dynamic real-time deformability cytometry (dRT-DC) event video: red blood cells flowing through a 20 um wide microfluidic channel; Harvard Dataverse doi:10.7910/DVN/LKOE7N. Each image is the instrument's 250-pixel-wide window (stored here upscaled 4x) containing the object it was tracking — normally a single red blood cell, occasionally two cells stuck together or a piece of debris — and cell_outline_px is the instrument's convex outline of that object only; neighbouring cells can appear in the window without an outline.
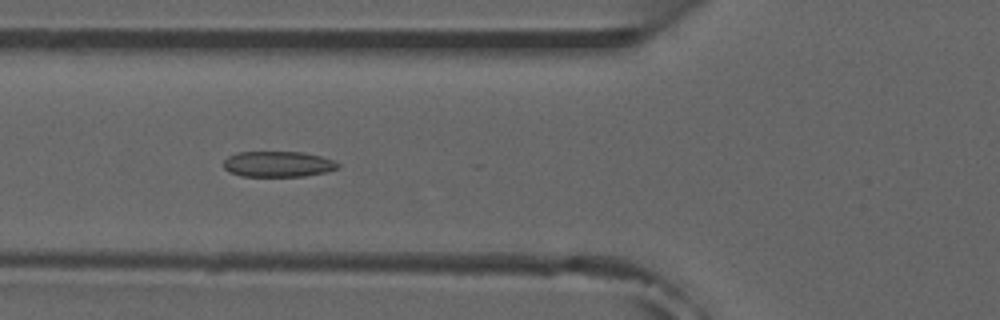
{"species": "common noctule bat (a hibernating species)", "species_latin": "Nyctalus noctula", "temperature_condition": "room temperature", "stored_images_in_passage": 8, "camera_frame_rate_fps": 3000, "um_per_image_px": 0.085, "animal": {"sex": "male", "forearm_length_mm": 52.5}, "frame": {"image": 1, "passage_image": 6, "time_ms": 5.667, "image_size_px": [1000, 320], "cell_outline_px": [[340, 164], [336, 168], [324, 172], [304, 176], [240, 176], [228, 172], [224, 168], [224, 160], [228, 156], [236, 152], [304, 152], [320, 156], [332, 160]], "centroid_in_image_um": [23.57, 13.94], "position_along_channel_um": 102.2, "area_um2": 17.05}}
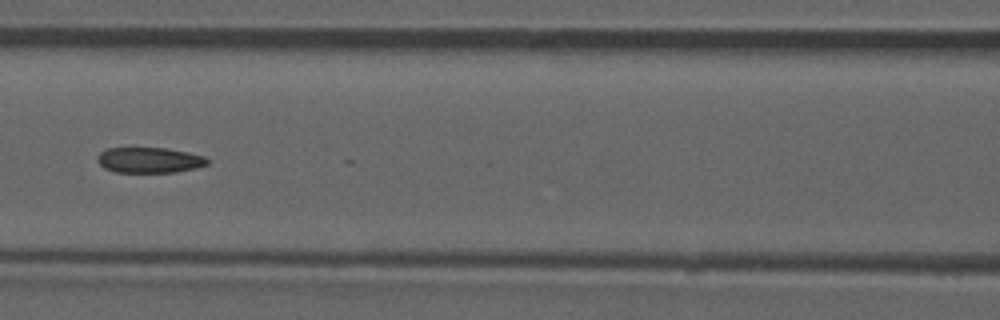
{"frame": {"image": 2, "passage_image": 7, "time_ms": 7.0, "image_size_px": [1000, 320], "cell_outline_px": [[208, 164], [196, 168], [176, 172], [116, 172], [104, 168], [96, 160], [96, 156], [100, 152], [108, 148], [164, 148], [188, 152], [204, 156], [208, 160]], "centroid_in_image_um": [12.68, 13.61], "position_along_channel_um": 153.9, "area_um2": 16.36}}